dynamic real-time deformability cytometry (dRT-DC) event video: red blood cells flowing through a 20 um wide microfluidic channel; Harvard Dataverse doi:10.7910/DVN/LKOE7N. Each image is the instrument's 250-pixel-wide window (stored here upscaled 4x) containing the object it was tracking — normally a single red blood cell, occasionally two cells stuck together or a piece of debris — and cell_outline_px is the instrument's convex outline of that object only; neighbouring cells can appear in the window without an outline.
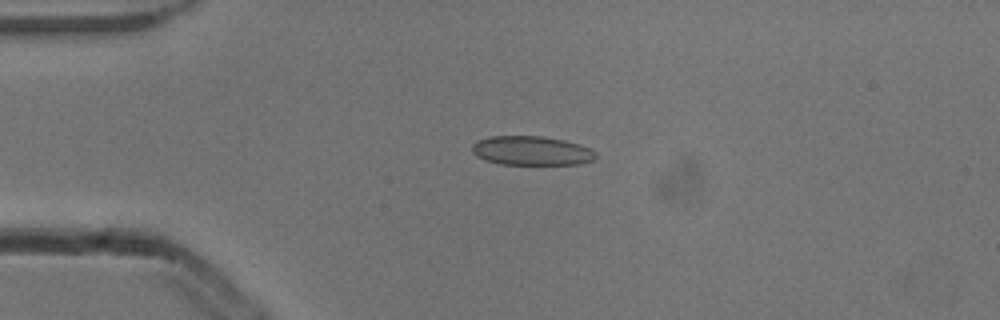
{"species": "common noctule bat (a hibernating species)", "species_latin": "Nyctalus noctula", "temperature_condition": "cold", "stored_images_in_passage": 7, "camera_frame_rate_fps": 3000, "um_per_image_px": 0.085, "animal": {"sex": "male", "body_mass_g": 13.3}, "frame": {"image": 1, "passage_image": 4, "time_ms": 1.0, "image_size_px": [1000, 320], "cell_outline_px": [[596, 156], [592, 160], [580, 164], [500, 164], [484, 160], [476, 156], [472, 152], [472, 144], [488, 136], [540, 136], [564, 140], [580, 144], [596, 152]], "centroid_in_image_um": [45.16, 12.81], "position_along_channel_um": 39.8, "area_um2": 20.98}}
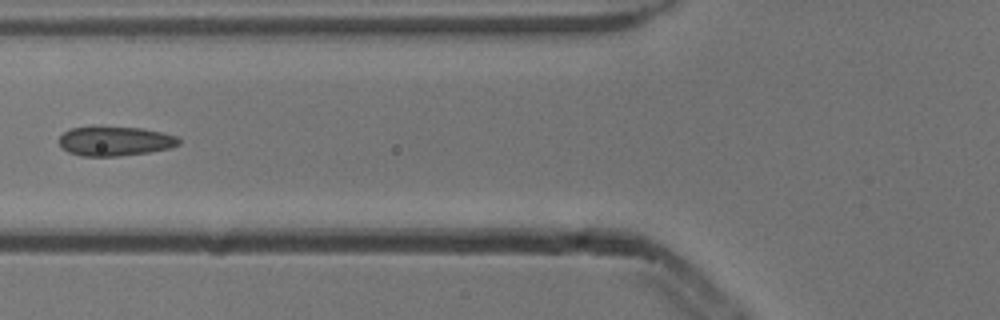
{"frame": {"image": 2, "passage_image": 6, "time_ms": 1.667, "image_size_px": [1000, 320], "cell_outline_px": [[180, 144], [172, 148], [148, 152], [120, 156], [80, 156], [68, 152], [60, 144], [60, 136], [64, 132], [72, 128], [92, 124], [144, 128], [176, 136], [180, 140]], "centroid_in_image_um": [9.76, 11.96], "position_along_channel_um": 116.0, "area_um2": 21.15}}
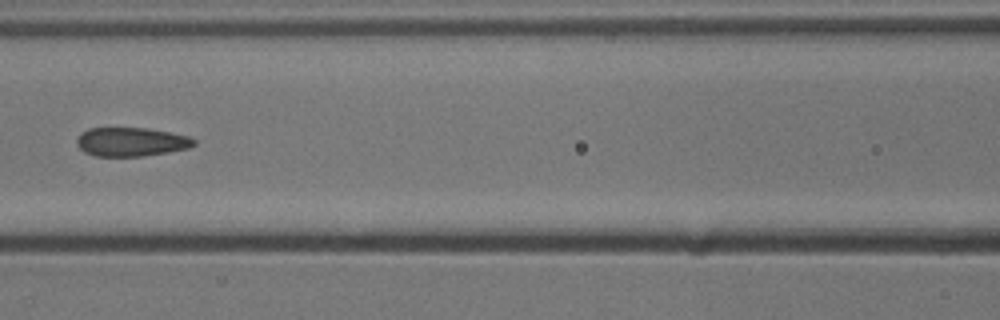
{"frame": {"image": 3, "passage_image": 7, "time_ms": 2.0, "image_size_px": [1000, 320], "cell_outline_px": [[196, 144], [188, 148], [168, 152], [140, 156], [96, 156], [84, 152], [76, 144], [76, 140], [80, 132], [88, 128], [148, 128], [188, 136], [196, 140]], "centroid_in_image_um": [11.12, 12.05], "position_along_channel_um": 155.5, "area_um2": 19.71}}